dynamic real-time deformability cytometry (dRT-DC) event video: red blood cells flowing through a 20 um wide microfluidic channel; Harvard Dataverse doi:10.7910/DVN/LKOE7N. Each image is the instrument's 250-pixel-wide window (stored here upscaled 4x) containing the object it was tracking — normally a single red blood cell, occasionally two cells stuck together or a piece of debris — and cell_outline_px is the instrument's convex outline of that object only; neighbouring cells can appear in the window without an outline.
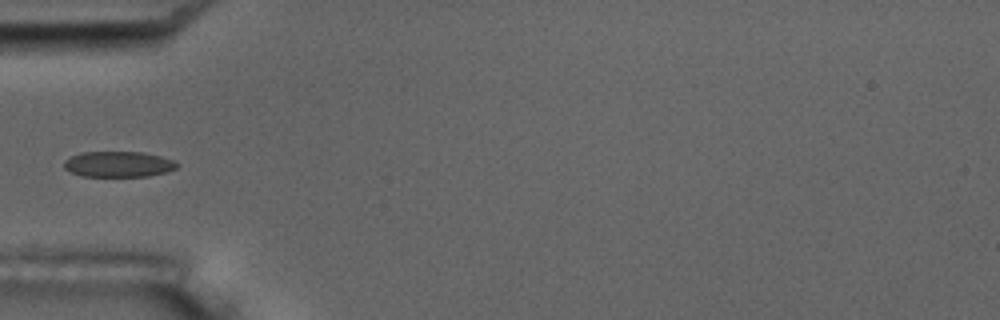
{"species": "common noctule bat (a hibernating species)", "species_latin": "Nyctalus noctula", "temperature_condition": "room temperature", "stored_images_in_passage": 7, "camera_frame_rate_fps": 3000, "um_per_image_px": 0.085, "animal": {"sex": "male", "body_mass_g": 17.5, "forearm_length_mm": 52.3}, "frame": {"image": 1, "passage_image": 1, "time_ms": 0.0, "image_size_px": [1000, 320], "cell_outline_px": [[180, 164], [176, 168], [168, 172], [148, 176], [84, 176], [72, 172], [64, 168], [64, 160], [80, 152], [144, 152], [160, 156], [172, 160]], "centroid_in_image_um": [10.09, 13.95], "position_along_channel_um": 74.9, "area_um2": 16.88}}
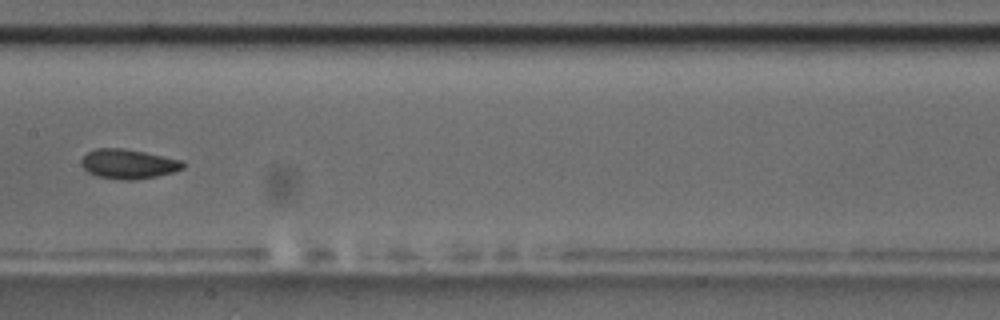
{"frame": {"image": 2, "passage_image": 4, "time_ms": 3.333, "image_size_px": [1000, 320], "cell_outline_px": [[184, 168], [172, 172], [156, 176], [136, 180], [124, 180], [96, 176], [88, 172], [80, 164], [80, 160], [88, 152], [96, 148], [124, 148], [144, 152], [180, 160], [184, 164]], "centroid_in_image_um": [10.86, 13.94], "position_along_channel_um": 196.5, "area_um2": 17.4}}